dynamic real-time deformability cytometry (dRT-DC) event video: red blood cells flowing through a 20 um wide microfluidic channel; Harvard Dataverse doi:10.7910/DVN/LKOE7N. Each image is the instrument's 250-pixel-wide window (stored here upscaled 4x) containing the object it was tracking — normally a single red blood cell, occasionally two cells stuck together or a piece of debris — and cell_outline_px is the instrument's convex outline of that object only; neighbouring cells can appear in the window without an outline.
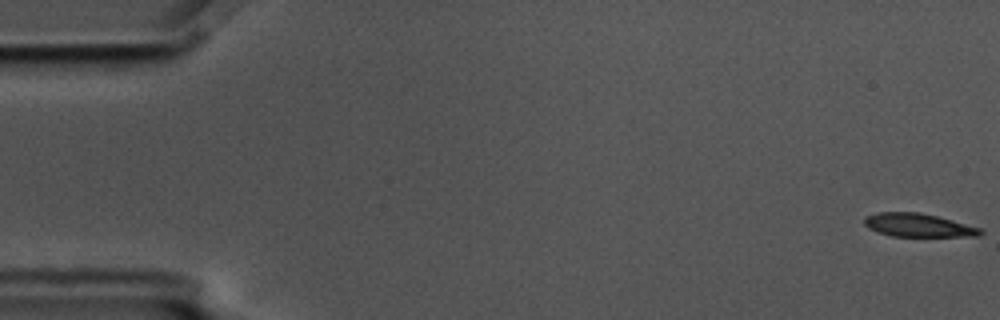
{"species": "common noctule bat (a hibernating species)", "species_latin": "Nyctalus noctula", "temperature_condition": "cold", "stored_images_in_passage": 57, "camera_frame_rate_fps": 3000, "um_per_image_px": 0.085, "animal": {"sex": "male", "body_mass_g": 17.5, "forearm_length_mm": 52.3}, "frame": {"image": 1, "passage_image": 1, "time_ms": 0.0, "image_size_px": [1000, 320], "cell_outline_px": [[984, 232], [980, 236], [892, 236], [876, 232], [868, 228], [864, 224], [864, 216], [876, 212], [920, 212], [952, 220], [980, 228]], "centroid_in_image_um": [78.0, 19.14], "position_along_channel_um": 7.0, "area_um2": 15.84}}
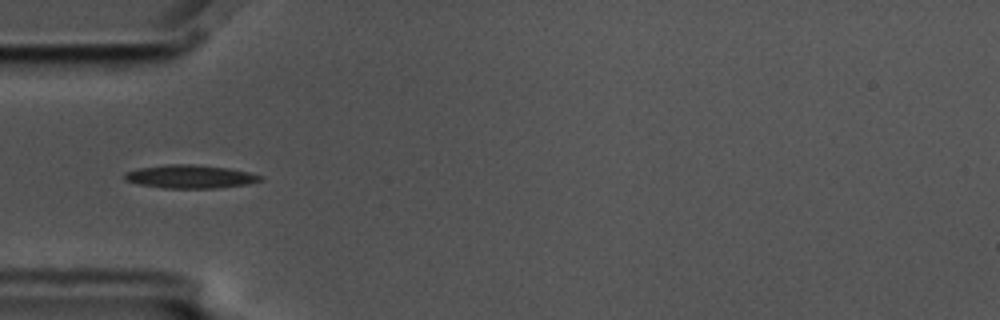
{"frame": {"image": 2, "passage_image": 18, "time_ms": 5.667, "image_size_px": [1000, 320], "cell_outline_px": [[264, 180], [248, 184], [216, 188], [164, 188], [136, 184], [124, 180], [124, 172], [136, 168], [168, 164], [192, 164], [228, 168], [248, 172], [264, 176]], "centroid_in_image_um": [16.14, 15.01], "position_along_channel_um": 68.9, "area_um2": 18.67}}
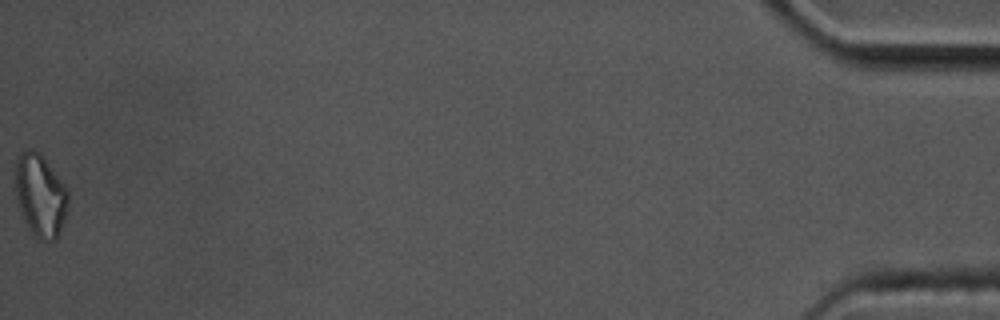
{"frame": {"image": 3, "passage_image": 57, "time_ms": 18.667, "image_size_px": [1000, 320], "cell_outline_px": [[68, 208], [64, 220], [56, 240], [40, 240], [32, 232], [24, 220], [16, 196], [16, 160], [20, 152], [24, 148], [32, 148], [44, 160], [68, 188]], "centroid_in_image_um": [3.44, 16.61], "position_along_channel_um": 431.8, "area_um2": 25.03}}